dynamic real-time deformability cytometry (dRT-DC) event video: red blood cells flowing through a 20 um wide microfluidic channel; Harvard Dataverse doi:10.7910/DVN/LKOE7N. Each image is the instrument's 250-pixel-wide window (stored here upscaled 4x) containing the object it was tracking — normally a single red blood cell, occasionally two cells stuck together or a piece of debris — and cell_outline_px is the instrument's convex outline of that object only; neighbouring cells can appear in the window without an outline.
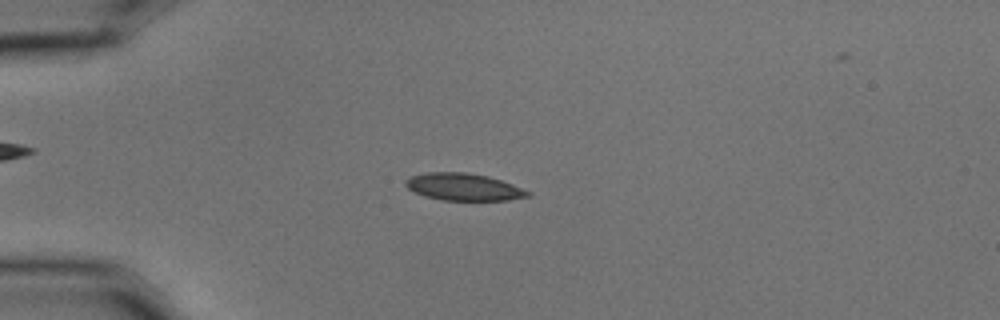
{"species": "common noctule bat (a hibernating species)", "species_latin": "Nyctalus noctula", "temperature_condition": "cold", "stored_images_in_passage": 56, "camera_frame_rate_fps": 3000, "um_per_image_px": 0.085, "animal": {"sex": "male", "body_mass_g": 15.6}, "frame": {"image": 1, "passage_image": 15, "time_ms": 4.667, "image_size_px": [1000, 320], "cell_outline_px": [[532, 196], [508, 200], [440, 200], [424, 196], [408, 188], [404, 184], [404, 180], [408, 176], [424, 172], [468, 172], [488, 176], [512, 184], [532, 192]], "centroid_in_image_um": [39.39, 15.88], "position_along_channel_um": 45.6, "area_um2": 19.59}}
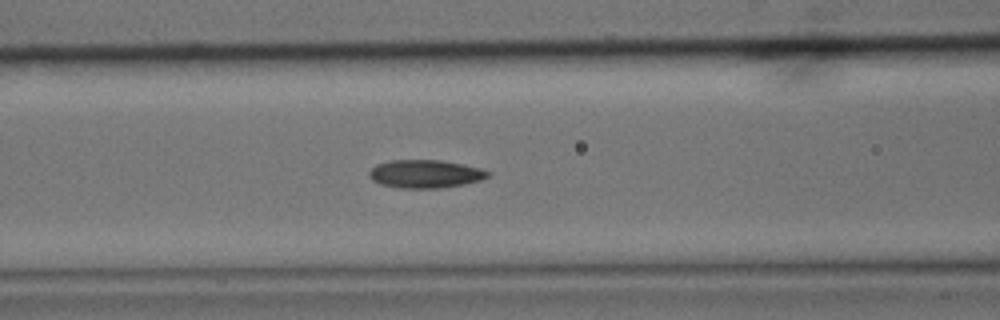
{"frame": {"image": 2, "passage_image": 24, "time_ms": 7.667, "image_size_px": [1000, 320], "cell_outline_px": [[492, 172], [488, 176], [480, 180], [464, 184], [436, 188], [400, 188], [380, 184], [372, 180], [368, 176], [368, 172], [376, 164], [388, 160], [440, 160], [464, 164], [480, 168]], "centroid_in_image_um": [36.12, 14.77], "position_along_channel_um": 130.5, "area_um2": 19.54}}
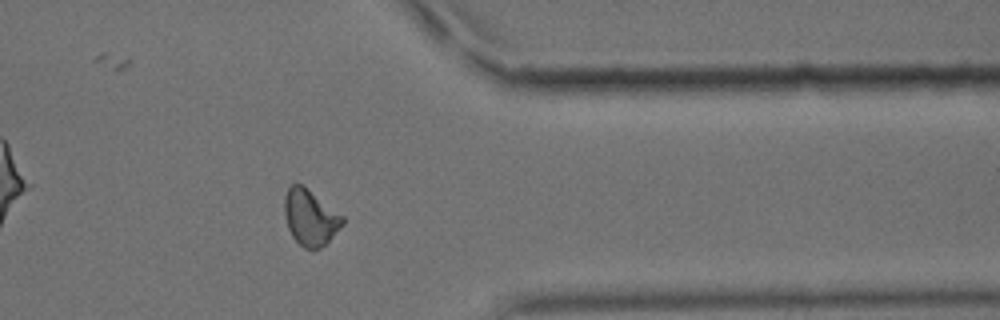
{"frame": {"image": 3, "passage_image": 46, "time_ms": 15.0, "image_size_px": [1000, 320], "cell_outline_px": [[344, 224], [320, 248], [304, 248], [292, 236], [288, 228], [284, 212], [284, 196], [288, 188], [296, 180], [344, 216]], "centroid_in_image_um": [26.35, 18.45], "position_along_channel_um": 385.0, "area_um2": 18.79}, "authors_computed_cell_mechanics": {"area_um2": 19.0162, "velocity_mm_per_s": 3.5896, "shape_relaxation_time_tau1_ms": 4.5601, "shape_relaxation_time_tau2_ms": 3.8234, "deformation_change_tau1": 0.1409, "deformation_change_tau2": 0.0988}}